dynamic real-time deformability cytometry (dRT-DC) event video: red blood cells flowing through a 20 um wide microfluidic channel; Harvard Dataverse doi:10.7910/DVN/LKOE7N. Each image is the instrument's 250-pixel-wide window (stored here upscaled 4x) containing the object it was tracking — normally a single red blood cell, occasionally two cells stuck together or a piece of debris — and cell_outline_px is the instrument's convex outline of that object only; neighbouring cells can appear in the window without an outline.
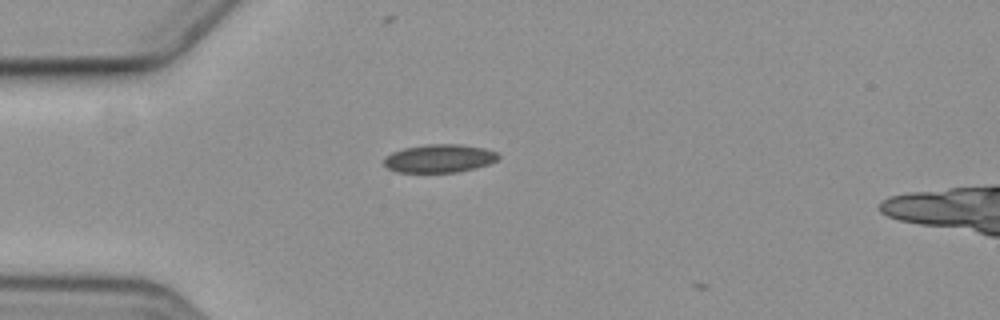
{"species": "common noctule bat (a hibernating species)", "species_latin": "Nyctalus noctula", "temperature_condition": "cold", "stored_images_in_passage": 3, "camera_frame_rate_fps": 3000, "um_per_image_px": 0.085, "animal": {"sex": "female", "body_mass_g": 19.3, "forearm_length_mm": 54.1}, "frame": {"image": 1, "passage_image": 2, "time_ms": 0.333, "image_size_px": [1000, 320], "cell_outline_px": [[500, 156], [496, 160], [488, 164], [476, 168], [456, 172], [396, 172], [388, 168], [384, 164], [384, 156], [392, 152], [404, 148], [424, 144], [460, 144], [484, 148], [496, 152]], "centroid_in_image_um": [37.32, 13.46], "position_along_channel_um": 47.7, "area_um2": 18.84}}